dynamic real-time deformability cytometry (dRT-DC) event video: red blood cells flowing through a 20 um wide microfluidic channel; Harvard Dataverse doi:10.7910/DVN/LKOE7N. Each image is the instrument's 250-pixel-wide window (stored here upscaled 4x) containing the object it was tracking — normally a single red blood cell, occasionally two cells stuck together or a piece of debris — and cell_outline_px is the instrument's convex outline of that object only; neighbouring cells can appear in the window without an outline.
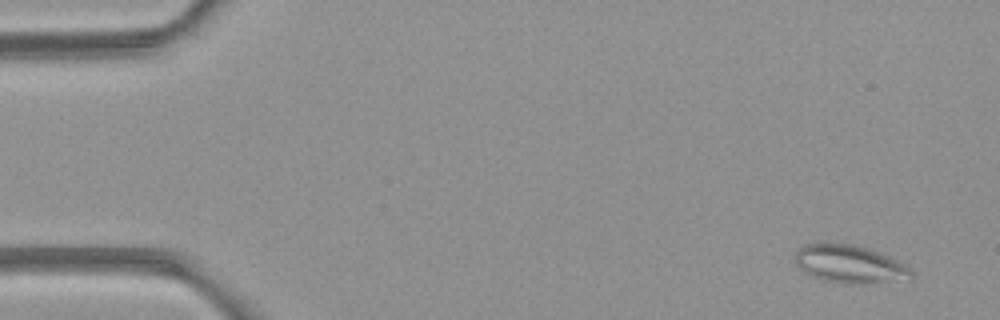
{"species": "common noctule bat (a hibernating species)", "species_latin": "Nyctalus noctula", "temperature_condition": "room temperature", "stored_images_in_passage": 5, "camera_frame_rate_fps": 3000, "um_per_image_px": 0.085, "animal": {"sex": "female", "body_mass_g": 21.9}, "frame": {"image": 1, "passage_image": 1, "time_ms": 0.0, "image_size_px": [1000, 320], "cell_outline_px": [[912, 280], [860, 284], [844, 284], [824, 280], [812, 276], [804, 272], [796, 264], [796, 252], [804, 244], [856, 244], [880, 252], [908, 264], [912, 272]], "centroid_in_image_um": [72.31, 22.47], "position_along_channel_um": 12.7, "area_um2": 26.01}}